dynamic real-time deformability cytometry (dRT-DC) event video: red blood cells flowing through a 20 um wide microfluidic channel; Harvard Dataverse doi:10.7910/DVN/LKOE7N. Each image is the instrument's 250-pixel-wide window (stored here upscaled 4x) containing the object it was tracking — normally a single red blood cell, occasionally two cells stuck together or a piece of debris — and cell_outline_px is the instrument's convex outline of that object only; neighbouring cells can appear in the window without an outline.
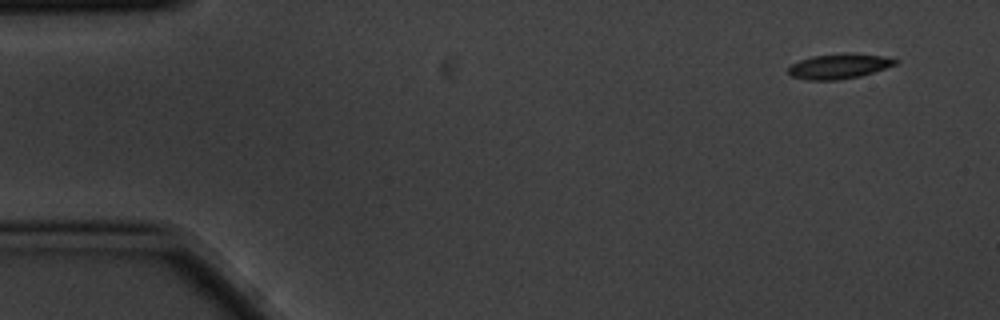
{"species": "common noctule bat (a hibernating species)", "species_latin": "Nyctalus noctula", "temperature_condition": "cold", "stored_images_in_passage": 4, "camera_frame_rate_fps": 3000, "um_per_image_px": 0.085, "animal": {"sex": "male", "body_mass_g": 20.1, "forearm_length_mm": 53.5}, "frame": {"image": 1, "passage_image": 1, "time_ms": 0.0, "image_size_px": [1000, 320], "cell_outline_px": [[900, 60], [896, 64], [860, 76], [836, 80], [808, 80], [792, 76], [788, 72], [788, 68], [792, 64], [800, 60], [812, 56], [848, 52], [852, 52], [880, 56]], "centroid_in_image_um": [71.3, 5.62], "position_along_channel_um": 13.7, "area_um2": 15.49}}
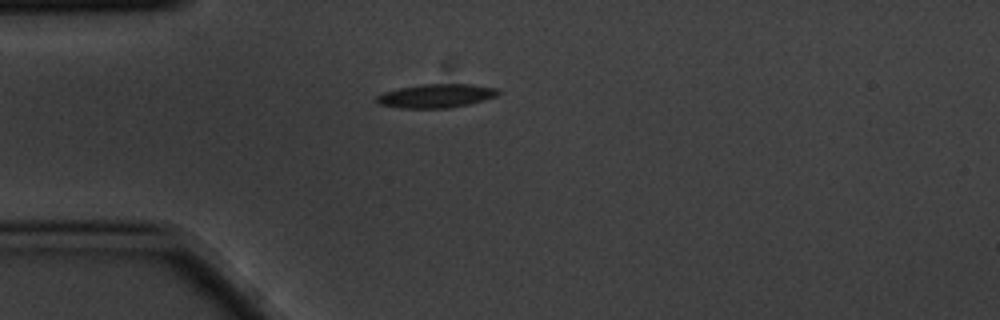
{"frame": {"image": 2, "passage_image": 4, "time_ms": 1.0, "image_size_px": [1000, 320], "cell_outline_px": [[500, 92], [496, 96], [484, 100], [468, 104], [448, 108], [400, 108], [380, 104], [376, 100], [376, 96], [384, 92], [400, 88], [424, 84], [472, 84], [496, 88]], "centroid_in_image_um": [37.08, 8.15], "position_along_channel_um": 47.9, "area_um2": 16.65}}